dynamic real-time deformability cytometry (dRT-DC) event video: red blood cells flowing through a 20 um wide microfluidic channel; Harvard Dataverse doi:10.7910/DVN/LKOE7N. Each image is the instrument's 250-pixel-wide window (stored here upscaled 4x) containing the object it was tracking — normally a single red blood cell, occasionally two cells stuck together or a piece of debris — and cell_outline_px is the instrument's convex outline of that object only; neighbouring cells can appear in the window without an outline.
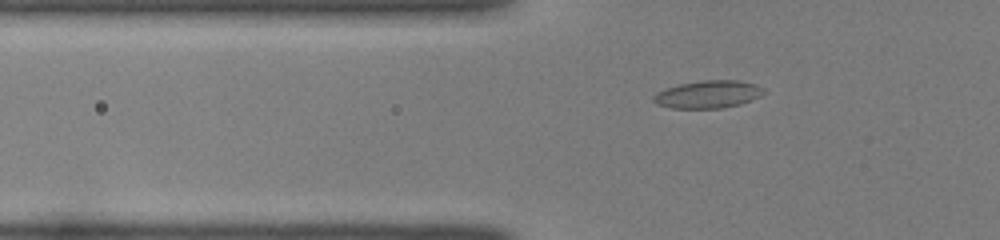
{"species": "common noctule bat (a hibernating species)", "species_latin": "Nyctalus noctula", "temperature_condition": "room temperature", "stored_images_in_passage": 34, "camera_frame_rate_fps": 3000, "um_per_image_px": 0.085, "animal": {"sex": "female", "body_mass_g": 22.0, "forearm_length_mm": 56.7}, "frame": {"image": 1, "passage_image": 2, "time_ms": 0.333, "image_size_px": [1000, 240], "cell_outline_px": [[764, 92], [760, 96], [740, 104], [720, 108], [672, 108], [656, 104], [652, 100], [652, 96], [656, 92], [680, 84], [700, 80], [736, 80], [756, 84], [764, 88]], "centroid_in_image_um": [60.16, 8.01], "position_along_channel_um": 65.6, "area_um2": 17.69}}
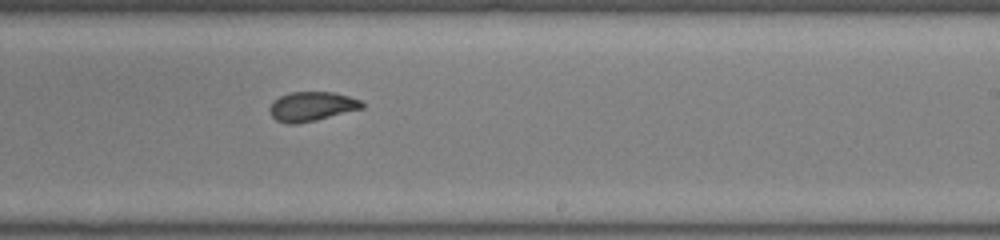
{"frame": {"image": 2, "passage_image": 17, "time_ms": 5.333, "image_size_px": [1000, 240], "cell_outline_px": [[364, 108], [316, 120], [296, 124], [288, 124], [276, 120], [272, 116], [268, 108], [272, 100], [288, 92], [332, 92], [348, 96], [360, 100], [364, 104]], "centroid_in_image_um": [26.46, 9.04], "position_along_channel_um": 262.5, "area_um2": 15.9}}
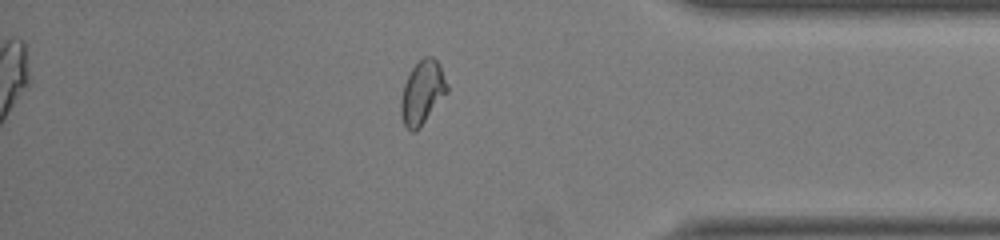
{"frame": {"image": 3, "passage_image": 28, "time_ms": 9.0, "image_size_px": [1000, 240], "cell_outline_px": [[448, 92], [424, 120], [412, 132], [404, 124], [400, 112], [400, 100], [404, 84], [412, 68], [424, 56], [432, 56], [440, 64], [448, 84]], "centroid_in_image_um": [35.9, 7.8], "position_along_channel_um": 399.3, "area_um2": 16.7}, "authors_computed_cell_mechanics": {"area_um2": 16.5019, "velocity_mm_per_s": 4.1019, "shape_relaxation_time_tau1_ms": null, "shape_relaxation_time_tau2_ms": 1.1634, "deformation_change_tau1": null, "deformation_change_tau2": 0.0667}}